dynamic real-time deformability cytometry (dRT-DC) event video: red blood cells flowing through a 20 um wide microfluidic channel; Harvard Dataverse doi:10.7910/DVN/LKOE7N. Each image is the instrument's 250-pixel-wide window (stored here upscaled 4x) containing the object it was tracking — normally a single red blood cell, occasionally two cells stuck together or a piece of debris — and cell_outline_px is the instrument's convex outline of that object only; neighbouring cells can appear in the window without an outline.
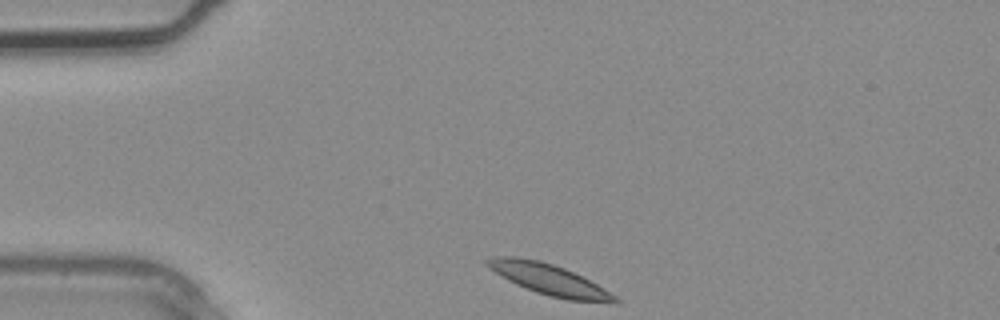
{"species": "common noctule bat (a hibernating species)", "species_latin": "Nyctalus noctula", "temperature_condition": "warm", "stored_images_in_passage": 1, "camera_frame_rate_fps": 3000, "um_per_image_px": 0.085, "animal": {"sex": "male", "body_mass_g": 20.4}, "frame": {"image": 1, "passage_image": 1, "time_ms": 0.0, "image_size_px": [1000, 320], "cell_outline_px": [[620, 304], [612, 304], [568, 300], [548, 296], [536, 292], [516, 284], [508, 280], [488, 268], [484, 264], [484, 260], [496, 256], [516, 256], [540, 260], [564, 268], [604, 288], [616, 296], [620, 300]], "centroid_in_image_um": [46.69, 23.78], "position_along_channel_um": 38.3, "area_um2": 23.18}}